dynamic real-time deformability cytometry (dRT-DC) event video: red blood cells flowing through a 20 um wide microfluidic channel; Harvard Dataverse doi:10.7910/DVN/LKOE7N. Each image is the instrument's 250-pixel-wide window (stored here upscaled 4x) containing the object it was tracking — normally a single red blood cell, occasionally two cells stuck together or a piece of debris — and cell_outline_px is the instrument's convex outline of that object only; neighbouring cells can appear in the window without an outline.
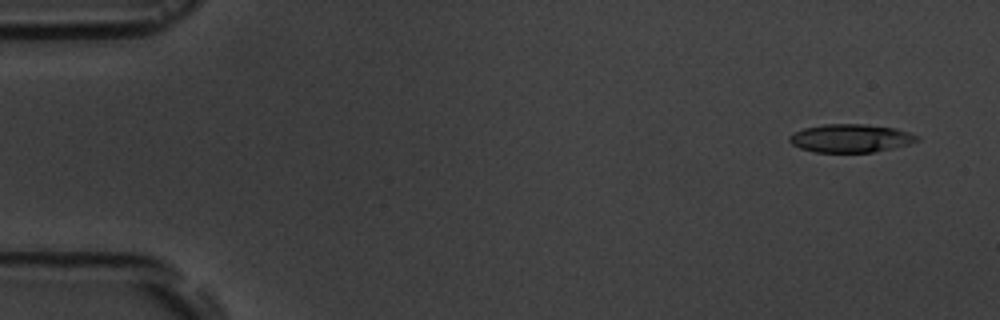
{"species": "common noctule bat (a hibernating species)", "species_latin": "Nyctalus noctula", "temperature_condition": "room temperature", "stored_images_in_passage": 5, "camera_frame_rate_fps": 3000, "um_per_image_px": 0.085, "animal": {"sex": "male", "body_mass_g": 19.5, "forearm_length_mm": 54.6}, "frame": {"image": 1, "passage_image": 1, "time_ms": 0.0, "image_size_px": [1000, 320], "cell_outline_px": [[920, 140], [908, 144], [872, 152], [812, 152], [800, 148], [792, 144], [788, 140], [788, 136], [804, 128], [824, 124], [864, 124], [896, 128], [920, 136]], "centroid_in_image_um": [72.29, 11.75], "position_along_channel_um": 12.7, "area_um2": 20.92}}
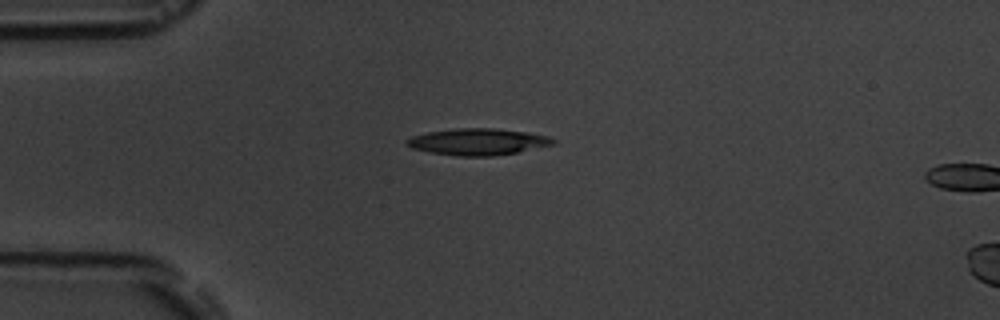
{"frame": {"image": 2, "passage_image": 4, "time_ms": 3.667, "image_size_px": [1000, 320], "cell_outline_px": [[556, 144], [516, 152], [492, 156], [456, 156], [432, 152], [412, 148], [404, 140], [412, 136], [428, 132], [456, 128], [492, 128], [528, 132], [548, 136], [556, 140]], "centroid_in_image_um": [40.64, 12.04], "position_along_channel_um": 44.4, "area_um2": 22.54}}